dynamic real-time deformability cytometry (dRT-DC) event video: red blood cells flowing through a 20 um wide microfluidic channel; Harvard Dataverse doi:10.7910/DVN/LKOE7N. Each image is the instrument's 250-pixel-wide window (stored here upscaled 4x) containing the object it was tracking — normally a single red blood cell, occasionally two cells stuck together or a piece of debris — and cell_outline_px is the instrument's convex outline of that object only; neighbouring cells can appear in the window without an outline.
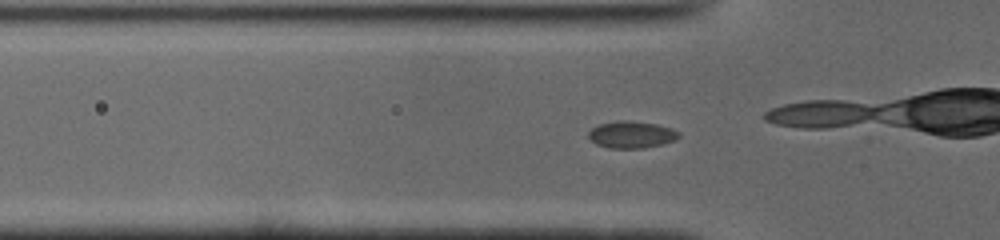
{"species": "common noctule bat (a hibernating species)", "species_latin": "Nyctalus noctula", "temperature_condition": "cold", "stored_images_in_passage": 51, "camera_frame_rate_fps": 3000, "um_per_image_px": 0.085, "animal": {"sex": "male", "body_mass_g": 19.0, "forearm_length_mm": 50.8}, "frame": {"image": 1, "passage_image": 15, "time_ms": 4.667, "image_size_px": [1000, 240], "cell_outline_px": [[680, 136], [676, 140], [644, 148], [608, 148], [596, 144], [588, 136], [588, 132], [592, 128], [600, 124], [620, 120], [624, 120], [656, 124], [672, 128], [680, 132]], "centroid_in_image_um": [53.69, 11.44], "position_along_channel_um": 72.1, "area_um2": 14.1}, "authors_computed_cell_mechanics": {"area_um2": 13.8142, "velocity_mm_per_s": 3.9255, "shape_relaxation_time_tau1_ms": null, "shape_relaxation_time_tau2_ms": 0.9626, "deformation_change_tau1": null, "deformation_change_tau2": 0.042}}